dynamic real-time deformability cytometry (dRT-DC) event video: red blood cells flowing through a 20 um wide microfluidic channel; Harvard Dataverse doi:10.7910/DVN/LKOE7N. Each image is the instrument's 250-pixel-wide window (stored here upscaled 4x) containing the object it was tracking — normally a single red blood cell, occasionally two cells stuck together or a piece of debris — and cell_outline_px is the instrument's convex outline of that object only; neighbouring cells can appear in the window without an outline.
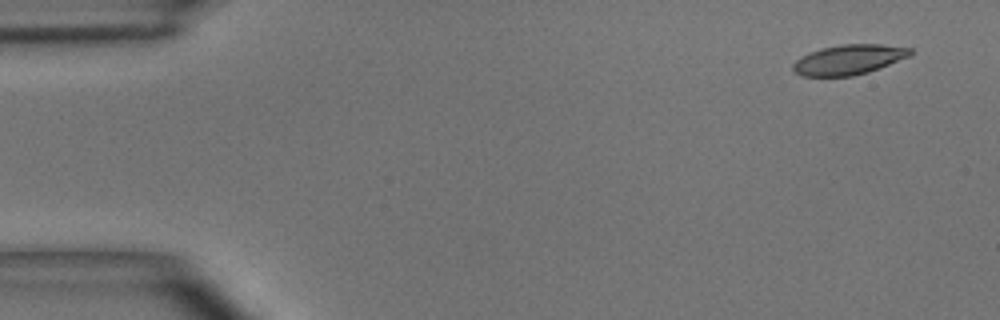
{"species": "common noctule bat (a hibernating species)", "species_latin": "Nyctalus noctula", "temperature_condition": "room temperature", "stored_images_in_passage": 47, "camera_frame_rate_fps": 3000, "um_per_image_px": 0.085, "animal": {"sex": "male", "body_mass_g": 15.6}, "frame": {"image": 1, "passage_image": 1, "time_ms": 0.0, "image_size_px": [1000, 320], "cell_outline_px": [[912, 56], [880, 68], [868, 72], [852, 76], [800, 76], [792, 68], [792, 64], [796, 60], [820, 48], [840, 44], [880, 44], [912, 48]], "centroid_in_image_um": [72.19, 5.07], "position_along_channel_um": 12.8, "area_um2": 20.52}}
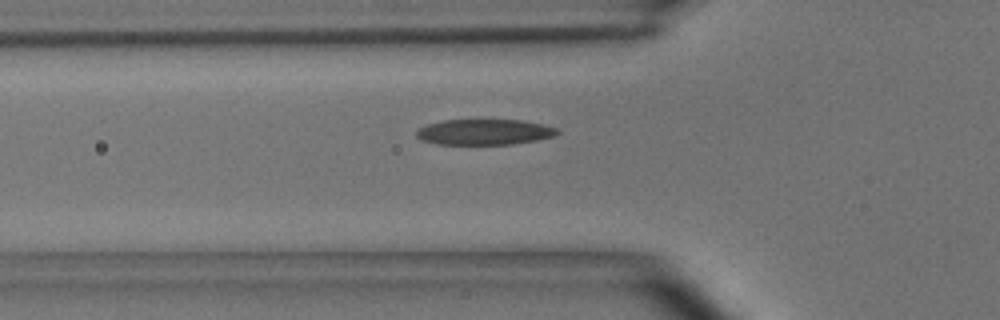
{"frame": {"image": 2, "passage_image": 16, "time_ms": 5.0, "image_size_px": [1000, 320], "cell_outline_px": [[560, 132], [552, 136], [536, 140], [512, 144], [436, 144], [424, 140], [416, 136], [416, 132], [420, 128], [428, 124], [444, 120], [524, 120], [544, 124], [556, 128]], "centroid_in_image_um": [41.19, 11.21], "position_along_channel_um": 84.6, "area_um2": 20.87}}
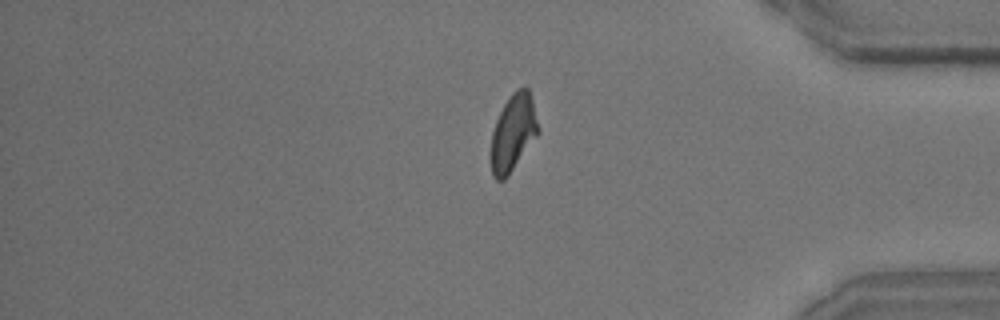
{"frame": {"image": 3, "passage_image": 43, "time_ms": 14.0, "image_size_px": [1000, 320], "cell_outline_px": [[540, 132], [508, 176], [504, 180], [496, 180], [492, 176], [492, 132], [496, 120], [504, 104], [512, 92], [516, 88], [528, 88], [532, 100], [540, 128]], "centroid_in_image_um": [43.64, 11.28], "position_along_channel_um": 391.6, "area_um2": 20.98}, "authors_computed_cell_mechanics": {"area_um2": 21.5016, "velocity_mm_per_s": 3.6717, "shape_relaxation_time_tau1_ms": 3.9257, "shape_relaxation_time_tau2_ms": 1.5836, "deformation_change_tau1": 0.1587, "deformation_change_tau2": 0.0883}}